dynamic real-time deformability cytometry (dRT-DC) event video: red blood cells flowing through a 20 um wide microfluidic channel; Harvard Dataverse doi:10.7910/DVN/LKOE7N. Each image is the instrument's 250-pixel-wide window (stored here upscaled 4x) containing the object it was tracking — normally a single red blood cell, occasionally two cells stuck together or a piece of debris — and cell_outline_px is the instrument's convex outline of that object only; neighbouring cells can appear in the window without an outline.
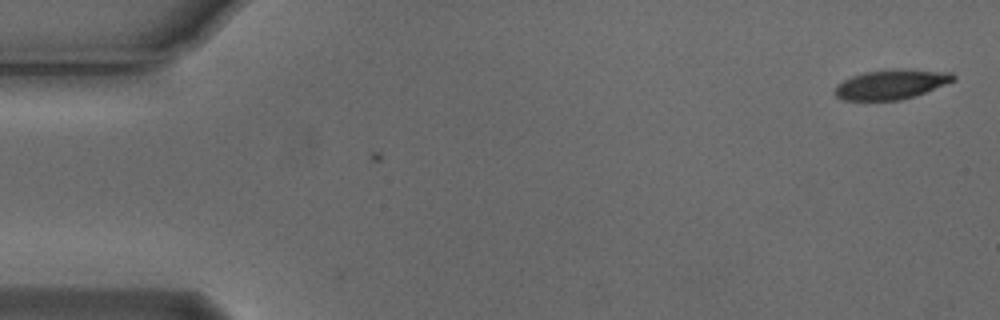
{"species": "Egyptian fruit bat (a non-hibernating species)", "species_latin": "Rousettus aegyptiacus", "temperature_condition": "cold", "stored_images_in_passage": 2, "camera_frame_rate_fps": 3000, "um_per_image_px": 0.085, "animal": {"sex": "male"}, "frame": {"image": 1, "passage_image": 2, "time_ms": 0.333, "image_size_px": [1000, 320], "cell_outline_px": [[956, 80], [916, 96], [900, 100], [844, 100], [836, 96], [836, 84], [852, 76], [864, 72], [900, 68], [952, 72], [956, 76]], "centroid_in_image_um": [75.8, 7.16], "position_along_channel_um": 9.2, "area_um2": 20.58}}